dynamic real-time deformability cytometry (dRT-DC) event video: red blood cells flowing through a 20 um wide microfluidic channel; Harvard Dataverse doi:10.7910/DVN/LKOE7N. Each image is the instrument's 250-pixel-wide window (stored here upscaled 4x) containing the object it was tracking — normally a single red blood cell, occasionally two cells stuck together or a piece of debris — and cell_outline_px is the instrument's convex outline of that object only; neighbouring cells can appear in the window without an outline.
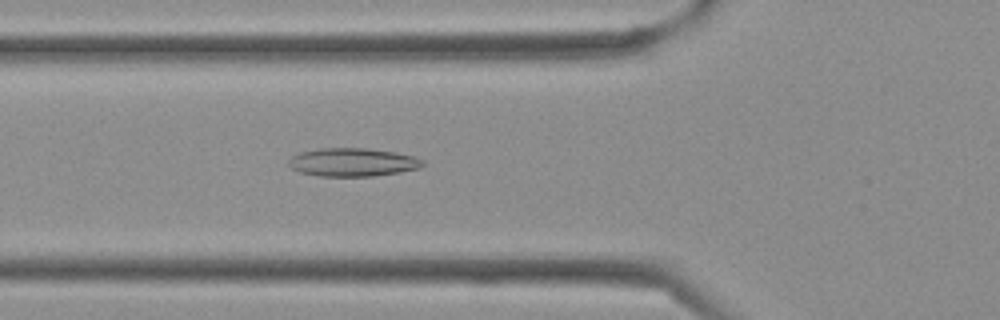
{"species": "Egyptian fruit bat (a non-hibernating species)", "species_latin": "Rousettus aegyptiacus", "temperature_condition": "cold", "stored_images_in_passage": 39, "camera_frame_rate_fps": 3000, "um_per_image_px": 0.085, "frame": {"image": 1, "passage_image": 14, "time_ms": 4.333, "image_size_px": [1000, 320], "cell_outline_px": [[424, 164], [420, 168], [400, 172], [372, 176], [320, 176], [300, 172], [292, 168], [288, 164], [288, 160], [292, 156], [300, 152], [320, 148], [364, 148], [392, 152], [416, 156], [424, 160]], "centroid_in_image_um": [29.98, 13.79], "position_along_channel_um": 95.8, "area_um2": 22.08}}
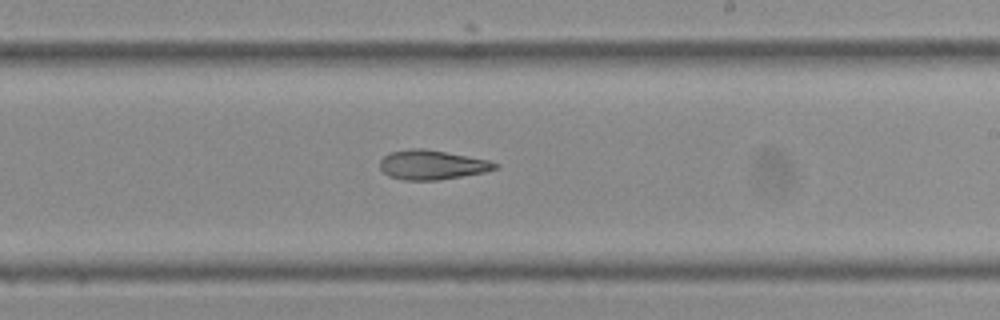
{"frame": {"image": 2, "passage_image": 23, "time_ms": 7.333, "image_size_px": [1000, 320], "cell_outline_px": [[500, 168], [484, 172], [436, 180], [404, 180], [388, 176], [380, 168], [380, 160], [388, 152], [412, 148], [424, 148], [488, 160], [500, 164]], "centroid_in_image_um": [36.71, 14.0], "position_along_channel_um": 252.3, "area_um2": 19.71}}
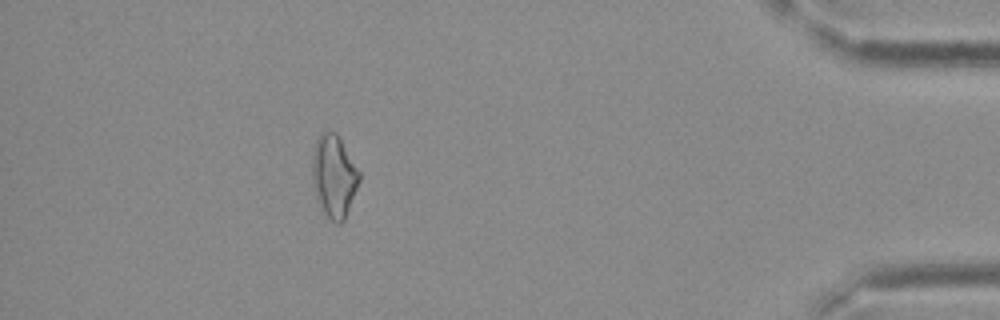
{"frame": {"image": 3, "passage_image": 35, "time_ms": 11.333, "image_size_px": [1000, 320], "cell_outline_px": [[360, 180], [344, 220], [340, 224], [336, 224], [324, 212], [316, 196], [312, 176], [312, 160], [316, 136], [320, 132], [336, 132], [360, 172]], "centroid_in_image_um": [28.38, 14.95], "position_along_channel_um": 406.8, "area_um2": 22.31}}